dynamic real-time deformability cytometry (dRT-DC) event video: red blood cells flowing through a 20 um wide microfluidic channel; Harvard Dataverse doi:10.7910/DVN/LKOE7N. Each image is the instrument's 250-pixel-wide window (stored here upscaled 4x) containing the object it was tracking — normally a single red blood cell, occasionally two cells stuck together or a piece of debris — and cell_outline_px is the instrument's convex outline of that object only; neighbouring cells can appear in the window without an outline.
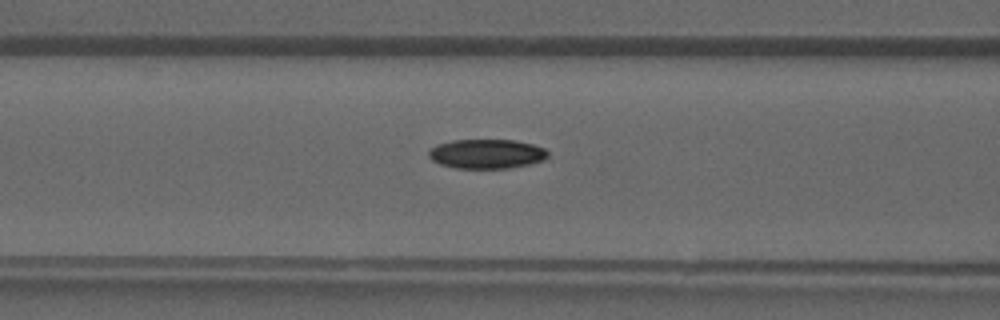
{"species": "common noctule bat (a hibernating species)", "species_latin": "Nyctalus noctula", "temperature_condition": "warm", "stored_images_in_passage": 40, "camera_frame_rate_fps": 3000, "um_per_image_px": 0.085, "animal": {"sex": "male", "forearm_length_mm": 52.5}, "frame": {"image": 1, "passage_image": 17, "time_ms": 5.333, "image_size_px": [1000, 320], "cell_outline_px": [[548, 156], [544, 160], [528, 164], [508, 168], [456, 168], [440, 164], [432, 160], [428, 156], [428, 152], [436, 144], [452, 140], [512, 140], [532, 144], [544, 148], [548, 152]], "centroid_in_image_um": [41.34, 13.07], "position_along_channel_um": 125.3, "area_um2": 20.35}}
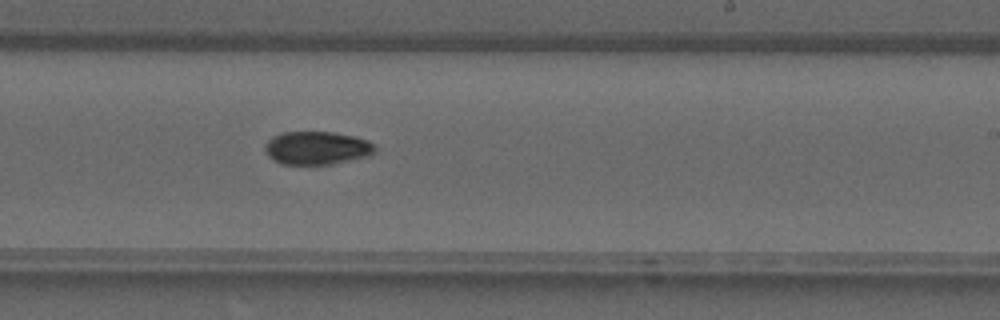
{"frame": {"image": 2, "passage_image": 25, "time_ms": 8.0, "image_size_px": [1000, 320], "cell_outline_px": [[376, 152], [372, 156], [332, 164], [280, 164], [272, 160], [268, 156], [264, 148], [264, 144], [272, 136], [284, 132], [332, 132], [356, 136], [368, 140], [376, 148]], "centroid_in_image_um": [26.95, 12.58], "position_along_channel_um": 262.1, "area_um2": 21.62}}
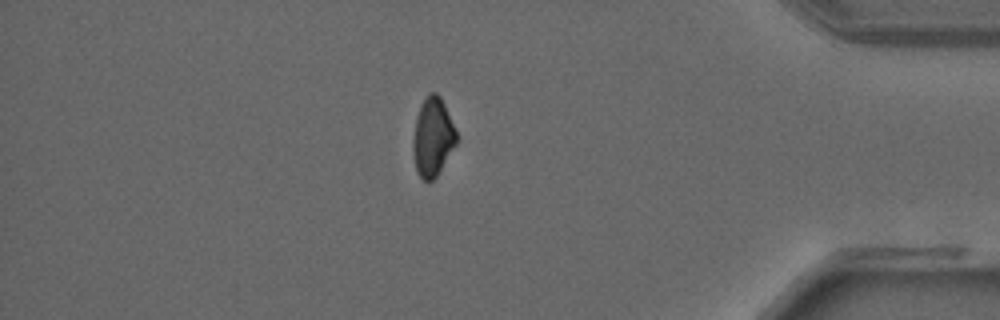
{"frame": {"image": 3, "passage_image": 35, "time_ms": 11.333, "image_size_px": [1000, 320], "cell_outline_px": [[456, 144], [436, 176], [428, 184], [420, 176], [416, 168], [412, 152], [412, 140], [416, 116], [420, 104], [428, 92], [436, 92], [440, 96], [456, 128]], "centroid_in_image_um": [36.76, 11.62], "position_along_channel_um": 398.4, "area_um2": 20.0}}